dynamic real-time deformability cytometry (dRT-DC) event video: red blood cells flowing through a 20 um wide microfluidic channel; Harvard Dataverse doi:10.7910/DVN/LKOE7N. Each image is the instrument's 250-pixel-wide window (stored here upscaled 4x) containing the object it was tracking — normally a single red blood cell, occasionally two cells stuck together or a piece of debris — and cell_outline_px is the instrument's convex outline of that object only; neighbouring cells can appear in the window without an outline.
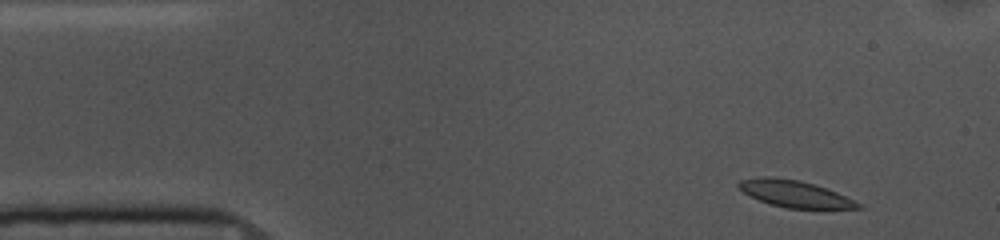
{"species": "common noctule bat (a hibernating species)", "species_latin": "Nyctalus noctula", "temperature_condition": "cold", "stored_images_in_passage": 50, "camera_frame_rate_fps": 3000, "um_per_image_px": 0.085, "animal": {"sex": "female", "body_mass_g": 10.0, "forearm_length_mm": 53.1}, "frame": {"image": 1, "passage_image": 2, "time_ms": 0.333, "image_size_px": [1000, 240], "cell_outline_px": [[864, 208], [788, 208], [772, 204], [760, 200], [744, 192], [736, 184], [740, 180], [760, 176], [768, 176], [800, 180], [836, 192], [860, 204]], "centroid_in_image_um": [67.51, 16.46], "position_along_channel_um": 17.5, "area_um2": 18.09}}
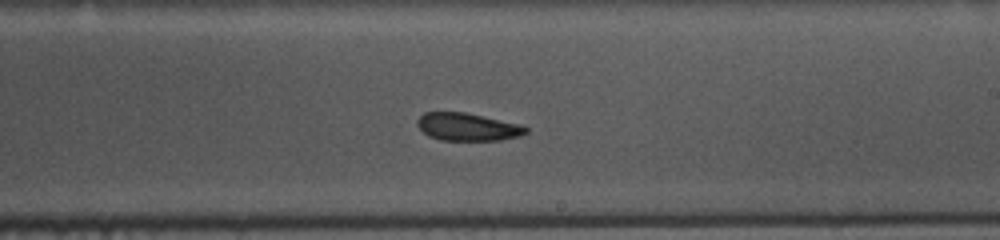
{"frame": {"image": 2, "passage_image": 27, "time_ms": 8.667, "image_size_px": [1000, 240], "cell_outline_px": [[528, 132], [520, 136], [500, 140], [440, 140], [428, 136], [416, 124], [416, 120], [424, 112], [464, 112], [520, 124], [528, 128]], "centroid_in_image_um": [39.73, 10.79], "position_along_channel_um": 249.3, "area_um2": 17.51}}
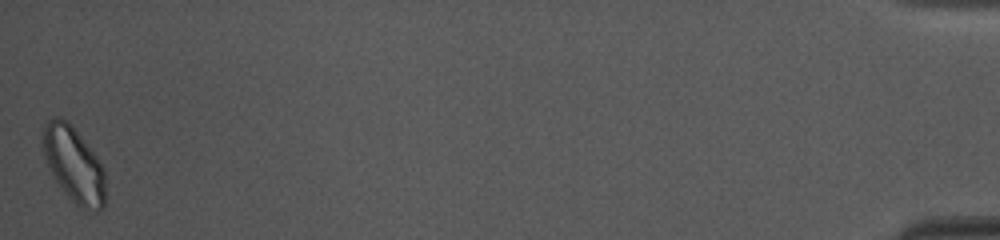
{"frame": {"image": 3, "passage_image": 50, "time_ms": 16.333, "image_size_px": [1000, 240], "cell_outline_px": [[104, 204], [96, 212], [80, 208], [68, 196], [56, 180], [44, 156], [44, 128], [48, 120], [56, 116], [60, 116], [68, 120], [96, 156], [104, 168]], "centroid_in_image_um": [6.29, 13.98], "position_along_channel_um": 428.9, "area_um2": 26.82}, "authors_computed_cell_mechanics": {"area_um2": 19.0162, "velocity_mm_per_s": 3.6698, "shape_relaxation_time_tau1_ms": 1.8143, "shape_relaxation_time_tau2_ms": 1.8167, "deformation_change_tau1": 0.0759, "deformation_change_tau2": 0.0734}}